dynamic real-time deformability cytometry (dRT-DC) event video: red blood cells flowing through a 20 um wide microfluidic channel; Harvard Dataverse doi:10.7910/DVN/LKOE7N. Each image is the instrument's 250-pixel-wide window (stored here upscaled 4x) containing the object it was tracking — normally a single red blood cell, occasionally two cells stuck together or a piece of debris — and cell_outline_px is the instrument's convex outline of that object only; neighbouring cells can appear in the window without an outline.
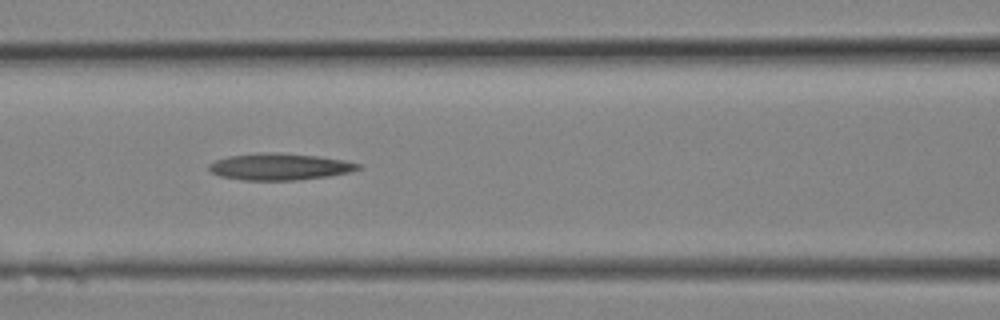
{"species": "Egyptian fruit bat (a non-hibernating species)", "species_latin": "Rousettus aegyptiacus", "temperature_condition": "room temperature", "stored_images_in_passage": 10, "camera_frame_rate_fps": 3000, "um_per_image_px": 0.085, "animal": {"sex": "female"}, "frame": {"image": 1, "passage_image": 9, "time_ms": 2.667, "image_size_px": [1000, 320], "cell_outline_px": [[364, 168], [352, 172], [328, 176], [296, 180], [244, 180], [220, 176], [212, 172], [208, 168], [208, 164], [216, 160], [228, 156], [260, 152], [280, 152], [320, 156], [344, 160], [364, 164]], "centroid_in_image_um": [23.84, 14.16], "position_along_channel_um": 142.8, "area_um2": 23.58}}
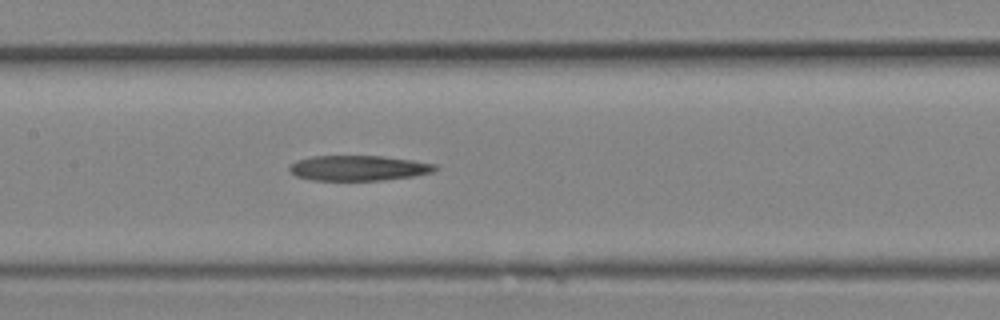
{"frame": {"image": 2, "passage_image": 10, "time_ms": 3.0, "image_size_px": [1000, 320], "cell_outline_px": [[440, 168], [432, 172], [412, 176], [384, 180], [312, 180], [296, 176], [288, 172], [288, 164], [296, 160], [312, 156], [384, 156], [412, 160], [436, 164]], "centroid_in_image_um": [30.43, 14.28], "position_along_channel_um": 177.0, "area_um2": 21.62}}